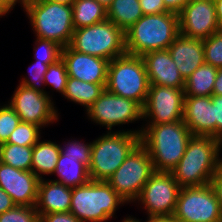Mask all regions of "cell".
I'll list each match as a JSON object with an SVG mask.
<instances>
[{
  "instance_id": "obj_1",
  "label": "cell",
  "mask_w": 222,
  "mask_h": 222,
  "mask_svg": "<svg viewBox=\"0 0 222 222\" xmlns=\"http://www.w3.org/2000/svg\"><path fill=\"white\" fill-rule=\"evenodd\" d=\"M139 129L141 144L148 150L154 171L171 172L183 157L192 136L186 124L179 120L165 124H146Z\"/></svg>"
},
{
  "instance_id": "obj_2",
  "label": "cell",
  "mask_w": 222,
  "mask_h": 222,
  "mask_svg": "<svg viewBox=\"0 0 222 222\" xmlns=\"http://www.w3.org/2000/svg\"><path fill=\"white\" fill-rule=\"evenodd\" d=\"M222 141L213 136L192 135L183 157L171 171L181 187L211 183L220 160Z\"/></svg>"
},
{
  "instance_id": "obj_3",
  "label": "cell",
  "mask_w": 222,
  "mask_h": 222,
  "mask_svg": "<svg viewBox=\"0 0 222 222\" xmlns=\"http://www.w3.org/2000/svg\"><path fill=\"white\" fill-rule=\"evenodd\" d=\"M179 34L177 14L143 15L125 32V50L128 54L142 56L149 51L168 49Z\"/></svg>"
},
{
  "instance_id": "obj_4",
  "label": "cell",
  "mask_w": 222,
  "mask_h": 222,
  "mask_svg": "<svg viewBox=\"0 0 222 222\" xmlns=\"http://www.w3.org/2000/svg\"><path fill=\"white\" fill-rule=\"evenodd\" d=\"M140 143L139 129L107 131L93 140L88 167L91 180L107 181Z\"/></svg>"
},
{
  "instance_id": "obj_5",
  "label": "cell",
  "mask_w": 222,
  "mask_h": 222,
  "mask_svg": "<svg viewBox=\"0 0 222 222\" xmlns=\"http://www.w3.org/2000/svg\"><path fill=\"white\" fill-rule=\"evenodd\" d=\"M125 203L107 181L90 180L72 188L70 212L81 222H107Z\"/></svg>"
},
{
  "instance_id": "obj_6",
  "label": "cell",
  "mask_w": 222,
  "mask_h": 222,
  "mask_svg": "<svg viewBox=\"0 0 222 222\" xmlns=\"http://www.w3.org/2000/svg\"><path fill=\"white\" fill-rule=\"evenodd\" d=\"M150 82L141 56L125 53L109 61L106 89L144 107Z\"/></svg>"
},
{
  "instance_id": "obj_7",
  "label": "cell",
  "mask_w": 222,
  "mask_h": 222,
  "mask_svg": "<svg viewBox=\"0 0 222 222\" xmlns=\"http://www.w3.org/2000/svg\"><path fill=\"white\" fill-rule=\"evenodd\" d=\"M35 37L58 43L63 48L71 42L73 25V7L50 0L34 4L24 9Z\"/></svg>"
},
{
  "instance_id": "obj_8",
  "label": "cell",
  "mask_w": 222,
  "mask_h": 222,
  "mask_svg": "<svg viewBox=\"0 0 222 222\" xmlns=\"http://www.w3.org/2000/svg\"><path fill=\"white\" fill-rule=\"evenodd\" d=\"M69 46L80 53L108 61L126 53L125 33L108 19L74 29Z\"/></svg>"
},
{
  "instance_id": "obj_9",
  "label": "cell",
  "mask_w": 222,
  "mask_h": 222,
  "mask_svg": "<svg viewBox=\"0 0 222 222\" xmlns=\"http://www.w3.org/2000/svg\"><path fill=\"white\" fill-rule=\"evenodd\" d=\"M154 172L148 150L140 143L107 182L127 204H136L142 188Z\"/></svg>"
},
{
  "instance_id": "obj_10",
  "label": "cell",
  "mask_w": 222,
  "mask_h": 222,
  "mask_svg": "<svg viewBox=\"0 0 222 222\" xmlns=\"http://www.w3.org/2000/svg\"><path fill=\"white\" fill-rule=\"evenodd\" d=\"M172 216L179 222H222V210L211 184L181 187Z\"/></svg>"
},
{
  "instance_id": "obj_11",
  "label": "cell",
  "mask_w": 222,
  "mask_h": 222,
  "mask_svg": "<svg viewBox=\"0 0 222 222\" xmlns=\"http://www.w3.org/2000/svg\"><path fill=\"white\" fill-rule=\"evenodd\" d=\"M88 119L106 127H112L143 120V107L132 99L113 94L105 89L100 97L86 111Z\"/></svg>"
},
{
  "instance_id": "obj_12",
  "label": "cell",
  "mask_w": 222,
  "mask_h": 222,
  "mask_svg": "<svg viewBox=\"0 0 222 222\" xmlns=\"http://www.w3.org/2000/svg\"><path fill=\"white\" fill-rule=\"evenodd\" d=\"M181 186L171 172H154L137 198L148 217L172 216Z\"/></svg>"
},
{
  "instance_id": "obj_13",
  "label": "cell",
  "mask_w": 222,
  "mask_h": 222,
  "mask_svg": "<svg viewBox=\"0 0 222 222\" xmlns=\"http://www.w3.org/2000/svg\"><path fill=\"white\" fill-rule=\"evenodd\" d=\"M54 103L52 95L49 97L20 84L8 102L22 122L32 123L41 128L58 121L59 113Z\"/></svg>"
},
{
  "instance_id": "obj_14",
  "label": "cell",
  "mask_w": 222,
  "mask_h": 222,
  "mask_svg": "<svg viewBox=\"0 0 222 222\" xmlns=\"http://www.w3.org/2000/svg\"><path fill=\"white\" fill-rule=\"evenodd\" d=\"M184 97V88L150 84L143 107V121L145 119L146 124H165L182 120Z\"/></svg>"
},
{
  "instance_id": "obj_15",
  "label": "cell",
  "mask_w": 222,
  "mask_h": 222,
  "mask_svg": "<svg viewBox=\"0 0 222 222\" xmlns=\"http://www.w3.org/2000/svg\"><path fill=\"white\" fill-rule=\"evenodd\" d=\"M180 34L206 39L220 31L215 4L211 0H191L178 14Z\"/></svg>"
},
{
  "instance_id": "obj_16",
  "label": "cell",
  "mask_w": 222,
  "mask_h": 222,
  "mask_svg": "<svg viewBox=\"0 0 222 222\" xmlns=\"http://www.w3.org/2000/svg\"><path fill=\"white\" fill-rule=\"evenodd\" d=\"M39 181L32 171H23L0 162V187L16 205L35 206Z\"/></svg>"
},
{
  "instance_id": "obj_17",
  "label": "cell",
  "mask_w": 222,
  "mask_h": 222,
  "mask_svg": "<svg viewBox=\"0 0 222 222\" xmlns=\"http://www.w3.org/2000/svg\"><path fill=\"white\" fill-rule=\"evenodd\" d=\"M61 59L69 77L88 83L107 84L108 60L77 52L69 45L62 49Z\"/></svg>"
},
{
  "instance_id": "obj_18",
  "label": "cell",
  "mask_w": 222,
  "mask_h": 222,
  "mask_svg": "<svg viewBox=\"0 0 222 222\" xmlns=\"http://www.w3.org/2000/svg\"><path fill=\"white\" fill-rule=\"evenodd\" d=\"M182 120L192 135L217 138V121H214L211 96H185Z\"/></svg>"
},
{
  "instance_id": "obj_19",
  "label": "cell",
  "mask_w": 222,
  "mask_h": 222,
  "mask_svg": "<svg viewBox=\"0 0 222 222\" xmlns=\"http://www.w3.org/2000/svg\"><path fill=\"white\" fill-rule=\"evenodd\" d=\"M142 59L150 84L171 88H184L185 79L173 62L168 49L149 51Z\"/></svg>"
},
{
  "instance_id": "obj_20",
  "label": "cell",
  "mask_w": 222,
  "mask_h": 222,
  "mask_svg": "<svg viewBox=\"0 0 222 222\" xmlns=\"http://www.w3.org/2000/svg\"><path fill=\"white\" fill-rule=\"evenodd\" d=\"M168 51L184 79L205 62L202 39L179 34L168 47Z\"/></svg>"
},
{
  "instance_id": "obj_21",
  "label": "cell",
  "mask_w": 222,
  "mask_h": 222,
  "mask_svg": "<svg viewBox=\"0 0 222 222\" xmlns=\"http://www.w3.org/2000/svg\"><path fill=\"white\" fill-rule=\"evenodd\" d=\"M72 188L49 179H41L38 185L35 208L39 215L58 212H69Z\"/></svg>"
},
{
  "instance_id": "obj_22",
  "label": "cell",
  "mask_w": 222,
  "mask_h": 222,
  "mask_svg": "<svg viewBox=\"0 0 222 222\" xmlns=\"http://www.w3.org/2000/svg\"><path fill=\"white\" fill-rule=\"evenodd\" d=\"M53 174L59 178L54 181L69 188L85 185L91 180L87 165L80 162L79 158L64 156L61 153Z\"/></svg>"
},
{
  "instance_id": "obj_23",
  "label": "cell",
  "mask_w": 222,
  "mask_h": 222,
  "mask_svg": "<svg viewBox=\"0 0 222 222\" xmlns=\"http://www.w3.org/2000/svg\"><path fill=\"white\" fill-rule=\"evenodd\" d=\"M60 155V145L56 142L39 141L33 146L31 171L41 180L42 175H52Z\"/></svg>"
},
{
  "instance_id": "obj_24",
  "label": "cell",
  "mask_w": 222,
  "mask_h": 222,
  "mask_svg": "<svg viewBox=\"0 0 222 222\" xmlns=\"http://www.w3.org/2000/svg\"><path fill=\"white\" fill-rule=\"evenodd\" d=\"M106 89V84L88 83L73 77H68L63 97L69 101L84 106L86 111Z\"/></svg>"
},
{
  "instance_id": "obj_25",
  "label": "cell",
  "mask_w": 222,
  "mask_h": 222,
  "mask_svg": "<svg viewBox=\"0 0 222 222\" xmlns=\"http://www.w3.org/2000/svg\"><path fill=\"white\" fill-rule=\"evenodd\" d=\"M143 15L139 0H113L107 8V19L124 33Z\"/></svg>"
},
{
  "instance_id": "obj_26",
  "label": "cell",
  "mask_w": 222,
  "mask_h": 222,
  "mask_svg": "<svg viewBox=\"0 0 222 222\" xmlns=\"http://www.w3.org/2000/svg\"><path fill=\"white\" fill-rule=\"evenodd\" d=\"M218 69L208 63L201 64L185 79V96H212Z\"/></svg>"
},
{
  "instance_id": "obj_27",
  "label": "cell",
  "mask_w": 222,
  "mask_h": 222,
  "mask_svg": "<svg viewBox=\"0 0 222 222\" xmlns=\"http://www.w3.org/2000/svg\"><path fill=\"white\" fill-rule=\"evenodd\" d=\"M72 7L74 29L91 26L107 19V9L97 0H75Z\"/></svg>"
},
{
  "instance_id": "obj_28",
  "label": "cell",
  "mask_w": 222,
  "mask_h": 222,
  "mask_svg": "<svg viewBox=\"0 0 222 222\" xmlns=\"http://www.w3.org/2000/svg\"><path fill=\"white\" fill-rule=\"evenodd\" d=\"M33 146L4 143L0 145V162L23 171H31Z\"/></svg>"
},
{
  "instance_id": "obj_29",
  "label": "cell",
  "mask_w": 222,
  "mask_h": 222,
  "mask_svg": "<svg viewBox=\"0 0 222 222\" xmlns=\"http://www.w3.org/2000/svg\"><path fill=\"white\" fill-rule=\"evenodd\" d=\"M40 129L42 128L38 125L20 121L10 134L7 143L19 146H34L42 137Z\"/></svg>"
},
{
  "instance_id": "obj_30",
  "label": "cell",
  "mask_w": 222,
  "mask_h": 222,
  "mask_svg": "<svg viewBox=\"0 0 222 222\" xmlns=\"http://www.w3.org/2000/svg\"><path fill=\"white\" fill-rule=\"evenodd\" d=\"M34 45L33 50L35 52L34 57L36 60L44 62V64H53L61 59L63 47L58 43L36 37Z\"/></svg>"
},
{
  "instance_id": "obj_31",
  "label": "cell",
  "mask_w": 222,
  "mask_h": 222,
  "mask_svg": "<svg viewBox=\"0 0 222 222\" xmlns=\"http://www.w3.org/2000/svg\"><path fill=\"white\" fill-rule=\"evenodd\" d=\"M68 77L65 63L62 59H59L57 62L49 65L44 75V84L45 86L50 85L53 91L56 90L61 95H64Z\"/></svg>"
},
{
  "instance_id": "obj_32",
  "label": "cell",
  "mask_w": 222,
  "mask_h": 222,
  "mask_svg": "<svg viewBox=\"0 0 222 222\" xmlns=\"http://www.w3.org/2000/svg\"><path fill=\"white\" fill-rule=\"evenodd\" d=\"M205 63L222 68V30L203 40Z\"/></svg>"
},
{
  "instance_id": "obj_33",
  "label": "cell",
  "mask_w": 222,
  "mask_h": 222,
  "mask_svg": "<svg viewBox=\"0 0 222 222\" xmlns=\"http://www.w3.org/2000/svg\"><path fill=\"white\" fill-rule=\"evenodd\" d=\"M0 222H40L35 206L15 205L0 214Z\"/></svg>"
},
{
  "instance_id": "obj_34",
  "label": "cell",
  "mask_w": 222,
  "mask_h": 222,
  "mask_svg": "<svg viewBox=\"0 0 222 222\" xmlns=\"http://www.w3.org/2000/svg\"><path fill=\"white\" fill-rule=\"evenodd\" d=\"M50 64H44V62H40L38 60H35L33 62V65L31 67L29 66V75L30 77H24L19 81L20 85L28 87L30 89H34L38 92L47 94L50 97V94L41 89V86H45L44 84V75L48 70Z\"/></svg>"
},
{
  "instance_id": "obj_35",
  "label": "cell",
  "mask_w": 222,
  "mask_h": 222,
  "mask_svg": "<svg viewBox=\"0 0 222 222\" xmlns=\"http://www.w3.org/2000/svg\"><path fill=\"white\" fill-rule=\"evenodd\" d=\"M20 121V117L9 104L0 106V145L7 143Z\"/></svg>"
},
{
  "instance_id": "obj_36",
  "label": "cell",
  "mask_w": 222,
  "mask_h": 222,
  "mask_svg": "<svg viewBox=\"0 0 222 222\" xmlns=\"http://www.w3.org/2000/svg\"><path fill=\"white\" fill-rule=\"evenodd\" d=\"M85 141L78 140H69V142L64 143L62 147L60 145V153L64 156L79 158L80 162L84 163L89 167L90 165V156H91V147L92 142L84 143Z\"/></svg>"
},
{
  "instance_id": "obj_37",
  "label": "cell",
  "mask_w": 222,
  "mask_h": 222,
  "mask_svg": "<svg viewBox=\"0 0 222 222\" xmlns=\"http://www.w3.org/2000/svg\"><path fill=\"white\" fill-rule=\"evenodd\" d=\"M139 3L144 15L163 14L168 12L163 0H139Z\"/></svg>"
},
{
  "instance_id": "obj_38",
  "label": "cell",
  "mask_w": 222,
  "mask_h": 222,
  "mask_svg": "<svg viewBox=\"0 0 222 222\" xmlns=\"http://www.w3.org/2000/svg\"><path fill=\"white\" fill-rule=\"evenodd\" d=\"M40 222H81V221L69 211V212L41 214Z\"/></svg>"
},
{
  "instance_id": "obj_39",
  "label": "cell",
  "mask_w": 222,
  "mask_h": 222,
  "mask_svg": "<svg viewBox=\"0 0 222 222\" xmlns=\"http://www.w3.org/2000/svg\"><path fill=\"white\" fill-rule=\"evenodd\" d=\"M214 108V121H217V139L222 141V96H211Z\"/></svg>"
},
{
  "instance_id": "obj_40",
  "label": "cell",
  "mask_w": 222,
  "mask_h": 222,
  "mask_svg": "<svg viewBox=\"0 0 222 222\" xmlns=\"http://www.w3.org/2000/svg\"><path fill=\"white\" fill-rule=\"evenodd\" d=\"M211 186L213 187L217 199L222 210V158H220L215 173L211 179Z\"/></svg>"
},
{
  "instance_id": "obj_41",
  "label": "cell",
  "mask_w": 222,
  "mask_h": 222,
  "mask_svg": "<svg viewBox=\"0 0 222 222\" xmlns=\"http://www.w3.org/2000/svg\"><path fill=\"white\" fill-rule=\"evenodd\" d=\"M191 0H163L168 12L179 14Z\"/></svg>"
},
{
  "instance_id": "obj_42",
  "label": "cell",
  "mask_w": 222,
  "mask_h": 222,
  "mask_svg": "<svg viewBox=\"0 0 222 222\" xmlns=\"http://www.w3.org/2000/svg\"><path fill=\"white\" fill-rule=\"evenodd\" d=\"M15 205L10 195L0 187V214L12 209Z\"/></svg>"
},
{
  "instance_id": "obj_43",
  "label": "cell",
  "mask_w": 222,
  "mask_h": 222,
  "mask_svg": "<svg viewBox=\"0 0 222 222\" xmlns=\"http://www.w3.org/2000/svg\"><path fill=\"white\" fill-rule=\"evenodd\" d=\"M212 95L222 96V68L218 69Z\"/></svg>"
},
{
  "instance_id": "obj_44",
  "label": "cell",
  "mask_w": 222,
  "mask_h": 222,
  "mask_svg": "<svg viewBox=\"0 0 222 222\" xmlns=\"http://www.w3.org/2000/svg\"><path fill=\"white\" fill-rule=\"evenodd\" d=\"M214 4L217 14V22L220 30H222V0H217L216 2H214Z\"/></svg>"
},
{
  "instance_id": "obj_45",
  "label": "cell",
  "mask_w": 222,
  "mask_h": 222,
  "mask_svg": "<svg viewBox=\"0 0 222 222\" xmlns=\"http://www.w3.org/2000/svg\"><path fill=\"white\" fill-rule=\"evenodd\" d=\"M17 3H20V0H0V4L8 13L11 12L12 9H14Z\"/></svg>"
},
{
  "instance_id": "obj_46",
  "label": "cell",
  "mask_w": 222,
  "mask_h": 222,
  "mask_svg": "<svg viewBox=\"0 0 222 222\" xmlns=\"http://www.w3.org/2000/svg\"><path fill=\"white\" fill-rule=\"evenodd\" d=\"M43 1L45 0H20V5L23 7V10H24L31 5H34Z\"/></svg>"
},
{
  "instance_id": "obj_47",
  "label": "cell",
  "mask_w": 222,
  "mask_h": 222,
  "mask_svg": "<svg viewBox=\"0 0 222 222\" xmlns=\"http://www.w3.org/2000/svg\"><path fill=\"white\" fill-rule=\"evenodd\" d=\"M159 222H179L173 216H159Z\"/></svg>"
},
{
  "instance_id": "obj_48",
  "label": "cell",
  "mask_w": 222,
  "mask_h": 222,
  "mask_svg": "<svg viewBox=\"0 0 222 222\" xmlns=\"http://www.w3.org/2000/svg\"><path fill=\"white\" fill-rule=\"evenodd\" d=\"M106 9L111 5L113 0H97Z\"/></svg>"
},
{
  "instance_id": "obj_49",
  "label": "cell",
  "mask_w": 222,
  "mask_h": 222,
  "mask_svg": "<svg viewBox=\"0 0 222 222\" xmlns=\"http://www.w3.org/2000/svg\"><path fill=\"white\" fill-rule=\"evenodd\" d=\"M50 1L66 5H72L75 0H50Z\"/></svg>"
},
{
  "instance_id": "obj_50",
  "label": "cell",
  "mask_w": 222,
  "mask_h": 222,
  "mask_svg": "<svg viewBox=\"0 0 222 222\" xmlns=\"http://www.w3.org/2000/svg\"><path fill=\"white\" fill-rule=\"evenodd\" d=\"M121 222H141V221H139L138 219L134 217L128 216V217H125ZM144 222H147V220Z\"/></svg>"
},
{
  "instance_id": "obj_51",
  "label": "cell",
  "mask_w": 222,
  "mask_h": 222,
  "mask_svg": "<svg viewBox=\"0 0 222 222\" xmlns=\"http://www.w3.org/2000/svg\"><path fill=\"white\" fill-rule=\"evenodd\" d=\"M147 222H159V216L147 217Z\"/></svg>"
},
{
  "instance_id": "obj_52",
  "label": "cell",
  "mask_w": 222,
  "mask_h": 222,
  "mask_svg": "<svg viewBox=\"0 0 222 222\" xmlns=\"http://www.w3.org/2000/svg\"><path fill=\"white\" fill-rule=\"evenodd\" d=\"M8 12L4 9V7L0 4V17L7 15Z\"/></svg>"
}]
</instances>
